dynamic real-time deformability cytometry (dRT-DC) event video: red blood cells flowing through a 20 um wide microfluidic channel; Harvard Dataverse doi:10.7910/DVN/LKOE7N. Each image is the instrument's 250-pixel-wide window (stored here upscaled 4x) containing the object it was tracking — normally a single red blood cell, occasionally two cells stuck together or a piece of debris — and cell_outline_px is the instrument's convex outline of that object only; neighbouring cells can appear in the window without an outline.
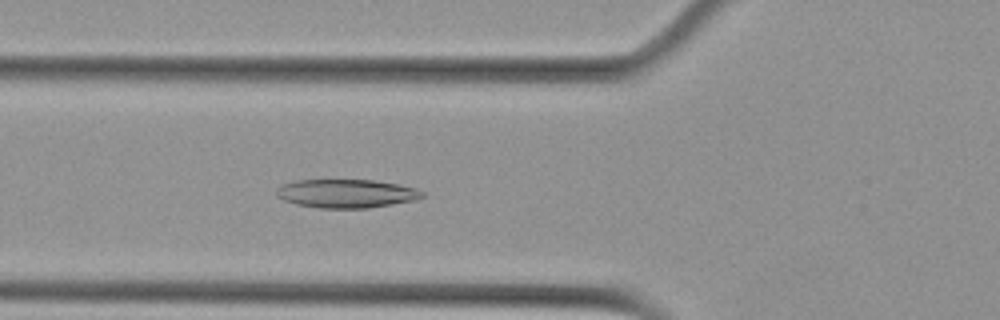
{"species": "Egyptian fruit bat (a non-hibernating species)", "species_latin": "Rousettus aegyptiacus", "temperature_condition": "cold", "stored_images_in_passage": 38, "camera_frame_rate_fps": 3000, "um_per_image_px": 0.085, "animal": {"sex": "female"}, "frame": {"image": 1, "passage_image": 7, "time_ms": 2.0, "image_size_px": [1000, 320], "cell_outline_px": [[424, 196], [416, 200], [368, 208], [320, 208], [296, 204], [284, 200], [276, 196], [276, 188], [284, 184], [296, 180], [372, 180], [396, 184], [416, 188], [424, 192]], "centroid_in_image_um": [29.43, 16.45], "position_along_channel_um": 96.4, "area_um2": 24.22}}
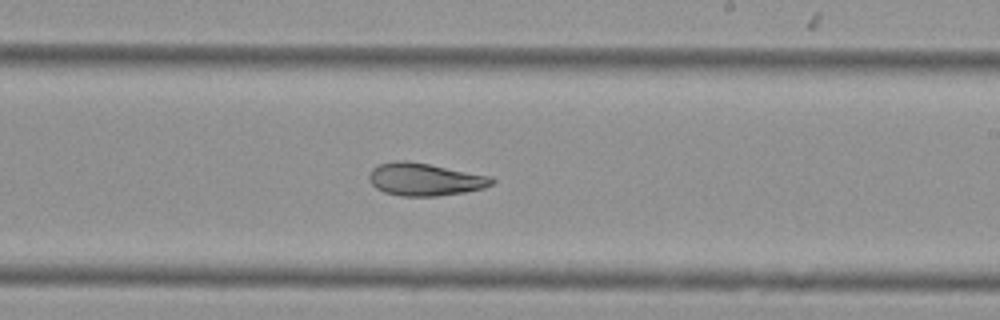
{"frame": {"image": 2, "passage_image": 20, "time_ms": 6.333, "image_size_px": [1000, 320], "cell_outline_px": [[496, 180], [492, 184], [484, 188], [464, 192], [436, 196], [400, 196], [384, 192], [376, 188], [368, 180], [368, 176], [372, 168], [380, 164], [396, 160], [404, 160], [428, 164], [492, 176]], "centroid_in_image_um": [36.1, 15.25], "position_along_channel_um": 252.9, "area_um2": 23.35}}
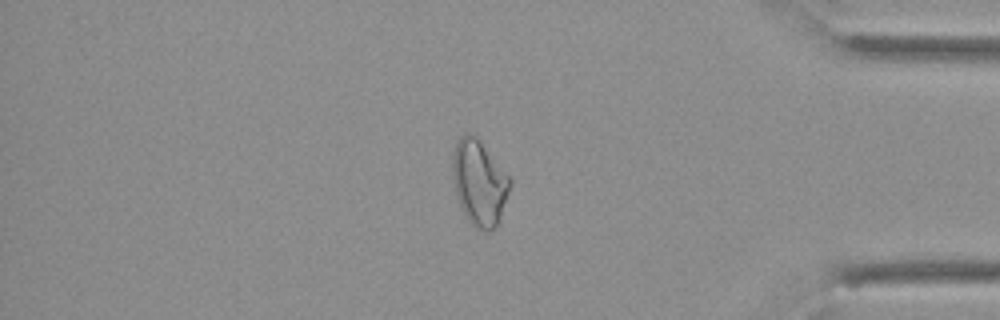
{"frame": {"image": 3, "passage_image": 34, "time_ms": 11.0, "image_size_px": [1000, 320], "cell_outline_px": [[512, 184], [500, 220], [496, 228], [492, 232], [484, 232], [476, 228], [468, 220], [460, 208], [456, 196], [452, 176], [452, 152], [456, 140], [460, 136], [472, 132], [476, 136], [512, 180]], "centroid_in_image_um": [40.73, 15.56], "position_along_channel_um": 394.5, "area_um2": 29.07}, "authors_computed_cell_mechanics": {"area_um2": 23.8425, "velocity_mm_per_s": 3.6218, "shape_relaxation_time_tau1_ms": 10.5355, "shape_relaxation_time_tau2_ms": 6.9951, "deformation_change_tau1": 0.2178, "deformation_change_tau2": 0.1418}}